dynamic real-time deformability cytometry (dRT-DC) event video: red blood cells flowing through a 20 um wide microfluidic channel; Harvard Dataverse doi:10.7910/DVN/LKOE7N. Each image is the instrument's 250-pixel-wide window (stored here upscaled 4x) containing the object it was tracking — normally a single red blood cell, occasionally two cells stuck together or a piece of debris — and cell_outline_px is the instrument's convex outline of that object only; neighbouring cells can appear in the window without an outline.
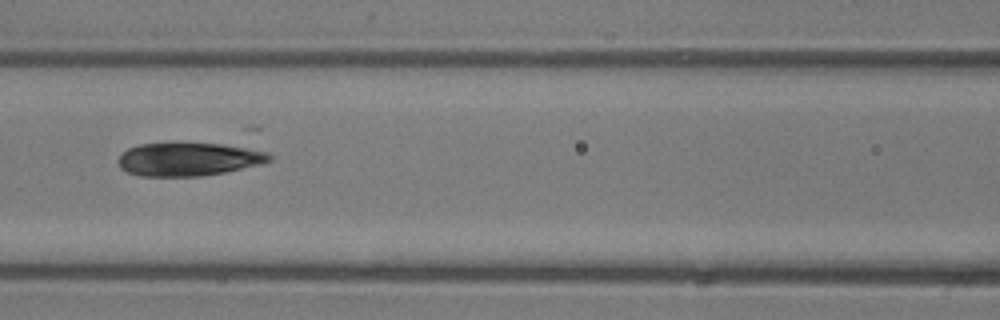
{"species": "common noctule bat (a hibernating species)", "species_latin": "Nyctalus noctula", "temperature_condition": "room temperature", "stored_images_in_passage": 6, "camera_frame_rate_fps": 3000, "um_per_image_px": 0.085, "animal": {"sex": "male", "body_mass_g": 13.3}, "frame": {"image": 1, "passage_image": 5, "time_ms": 5.667, "image_size_px": [1000, 320], "cell_outline_px": [[272, 160], [260, 164], [224, 172], [200, 176], [140, 176], [128, 172], [120, 168], [120, 156], [128, 148], [140, 144], [176, 140], [220, 144], [268, 152], [272, 156]], "centroid_in_image_um": [16.0, 13.49], "position_along_channel_um": 150.6, "area_um2": 29.82}}
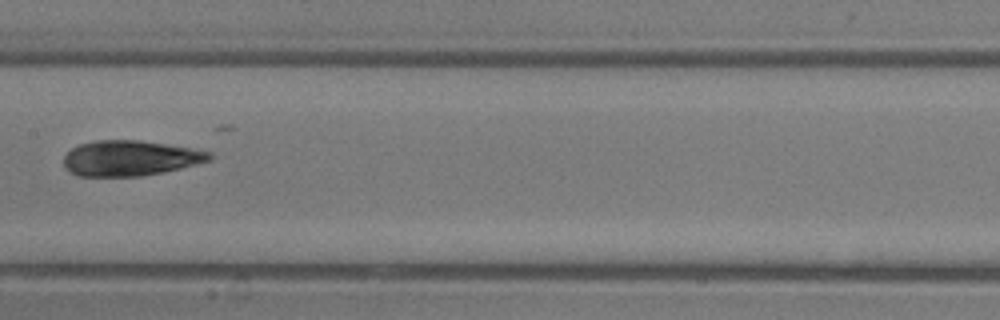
{"frame": {"image": 2, "passage_image": 6, "time_ms": 6.667, "image_size_px": [1000, 320], "cell_outline_px": [[212, 160], [180, 168], [140, 176], [76, 176], [64, 168], [64, 156], [72, 148], [80, 144], [96, 140], [140, 140], [192, 148], [212, 152]], "centroid_in_image_um": [11.05, 13.44], "position_along_channel_um": 196.4, "area_um2": 30.0}}